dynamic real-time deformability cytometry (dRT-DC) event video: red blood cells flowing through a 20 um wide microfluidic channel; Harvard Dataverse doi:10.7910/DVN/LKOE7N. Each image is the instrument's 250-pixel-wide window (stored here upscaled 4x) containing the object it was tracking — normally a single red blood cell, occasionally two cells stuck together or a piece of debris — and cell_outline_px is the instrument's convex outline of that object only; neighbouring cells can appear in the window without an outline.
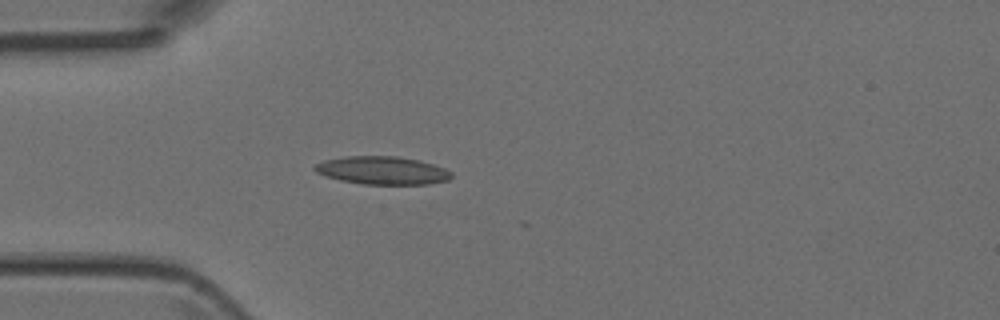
{"species": "Egyptian fruit bat (a non-hibernating species)", "species_latin": "Rousettus aegyptiacus", "temperature_condition": "room temperature", "stored_images_in_passage": 3, "camera_frame_rate_fps": 3000, "um_per_image_px": 0.085, "animal": {"sex": "female"}, "frame": {"image": 1, "passage_image": 3, "time_ms": 2.333, "image_size_px": [1000, 320], "cell_outline_px": [[452, 176], [448, 180], [428, 184], [360, 184], [340, 180], [324, 176], [316, 172], [312, 168], [316, 164], [324, 160], [348, 156], [396, 156], [420, 160], [444, 168], [452, 172]], "centroid_in_image_um": [32.48, 14.49], "position_along_channel_um": 52.5, "area_um2": 22.37}}